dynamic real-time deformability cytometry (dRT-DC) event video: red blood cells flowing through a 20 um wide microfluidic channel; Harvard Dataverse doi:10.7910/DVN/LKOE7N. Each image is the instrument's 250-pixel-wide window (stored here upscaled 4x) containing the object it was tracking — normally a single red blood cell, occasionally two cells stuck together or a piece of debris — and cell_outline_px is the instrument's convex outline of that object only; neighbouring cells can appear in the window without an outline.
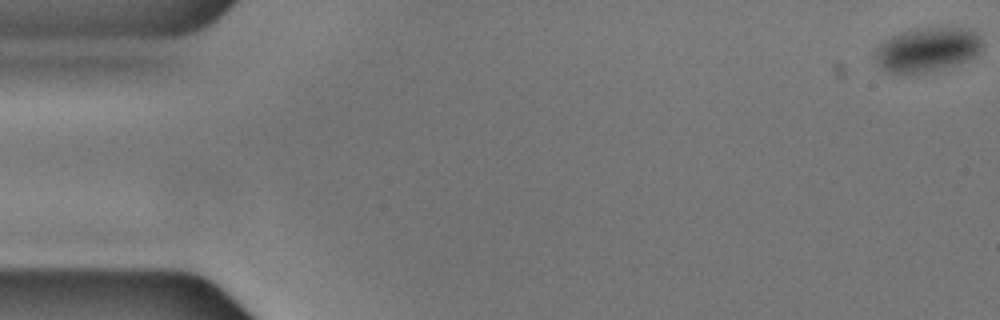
{"species": "common noctule bat (a hibernating species)", "species_latin": "Nyctalus noctula", "temperature_condition": "cold", "stored_images_in_passage": 17, "camera_frame_rate_fps": 3000, "um_per_image_px": 0.085, "animal": {"sex": "male", "body_mass_g": 17.9, "forearm_length_mm": 54.2}, "frame": {"image": 1, "passage_image": 1, "time_ms": 0.0, "image_size_px": [1000, 320], "cell_outline_px": [[984, 44], [980, 52], [976, 56], [960, 64], [924, 72], [888, 72], [880, 68], [876, 60], [876, 48], [884, 40], [892, 36], [904, 32], [924, 28], [968, 28], [976, 32], [980, 36]], "centroid_in_image_um": [78.88, 4.21], "position_along_channel_um": 6.1, "area_um2": 27.4}}
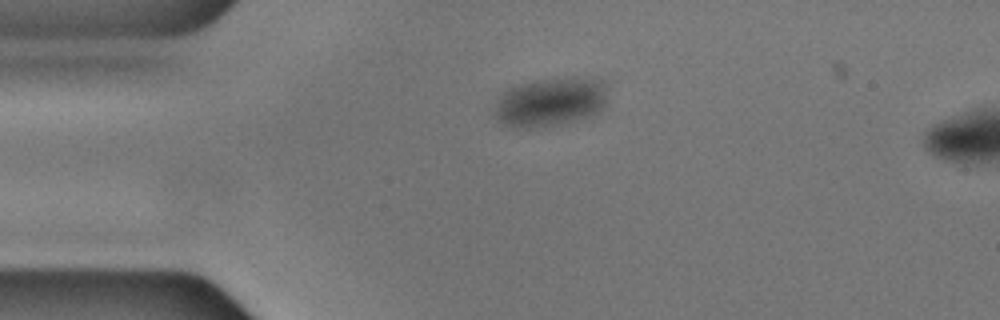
{"frame": {"image": 2, "passage_image": 13, "time_ms": 4.0, "image_size_px": [1000, 320], "cell_outline_px": [[604, 104], [596, 112], [576, 120], [556, 124], [528, 128], [516, 128], [504, 124], [496, 116], [496, 100], [508, 88], [520, 84], [540, 80], [572, 76], [604, 80]], "centroid_in_image_um": [46.75, 8.64], "position_along_channel_um": 38.2, "area_um2": 31.56}}